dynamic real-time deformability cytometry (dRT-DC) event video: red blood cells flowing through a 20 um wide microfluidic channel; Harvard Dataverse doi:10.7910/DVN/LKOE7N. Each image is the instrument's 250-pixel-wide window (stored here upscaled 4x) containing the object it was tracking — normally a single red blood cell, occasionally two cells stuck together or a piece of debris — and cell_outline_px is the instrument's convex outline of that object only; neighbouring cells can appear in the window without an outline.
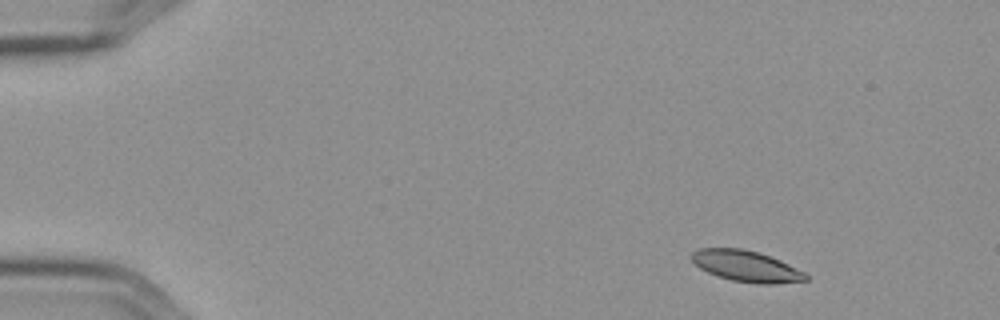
{"species": "Egyptian fruit bat (a non-hibernating species)", "species_latin": "Rousettus aegyptiacus", "temperature_condition": "cold", "stored_images_in_passage": 5, "camera_frame_rate_fps": 3000, "um_per_image_px": 0.085, "frame": {"image": 1, "passage_image": 1, "time_ms": 0.0, "image_size_px": [1000, 320], "cell_outline_px": [[808, 280], [776, 284], [756, 284], [732, 280], [708, 272], [700, 268], [688, 256], [692, 252], [700, 248], [740, 248], [756, 252], [780, 260], [804, 272], [808, 276]], "centroid_in_image_um": [63.42, 22.63], "position_along_channel_um": 21.6, "area_um2": 20.52}}